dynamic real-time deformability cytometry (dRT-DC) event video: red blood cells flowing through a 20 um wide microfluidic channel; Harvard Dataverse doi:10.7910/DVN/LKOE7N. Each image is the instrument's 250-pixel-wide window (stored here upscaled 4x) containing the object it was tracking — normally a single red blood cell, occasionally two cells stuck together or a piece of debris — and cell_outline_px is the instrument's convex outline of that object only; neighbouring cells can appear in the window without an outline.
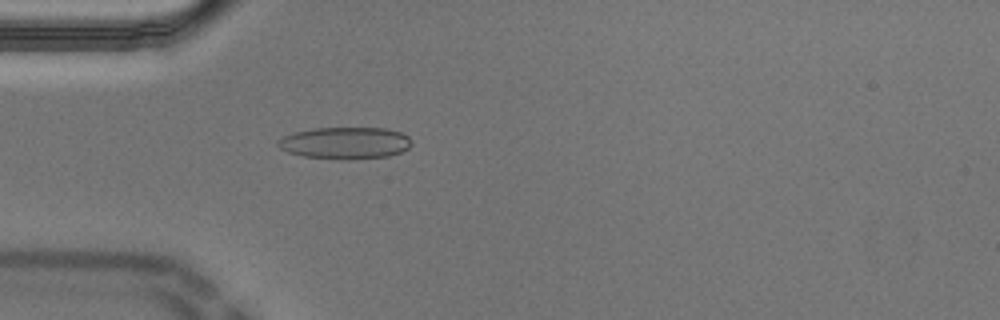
{"species": "Egyptian fruit bat (a non-hibernating species)", "species_latin": "Rousettus aegyptiacus", "temperature_condition": "cold", "stored_images_in_passage": 43, "camera_frame_rate_fps": 3000, "um_per_image_px": 0.085, "animal": {"sex": "male"}, "frame": {"image": 1, "passage_image": 5, "time_ms": 1.333, "image_size_px": [1000, 320], "cell_outline_px": [[412, 144], [408, 148], [400, 152], [388, 156], [304, 156], [288, 152], [280, 148], [276, 144], [276, 140], [284, 136], [296, 132], [316, 128], [384, 128], [400, 132], [408, 136], [412, 140]], "centroid_in_image_um": [29.34, 12.09], "position_along_channel_um": 55.7, "area_um2": 23.58}}
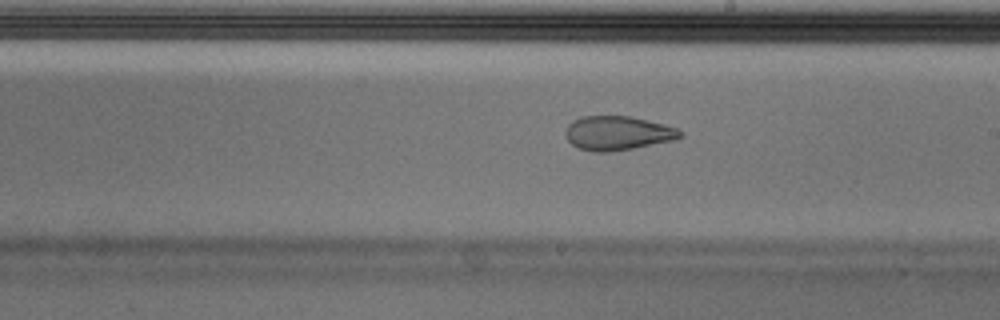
{"frame": {"image": 2, "passage_image": 20, "time_ms": 6.333, "image_size_px": [1000, 320], "cell_outline_px": [[684, 136], [676, 140], [632, 148], [608, 152], [596, 152], [580, 148], [572, 144], [564, 136], [564, 132], [568, 124], [572, 120], [580, 116], [628, 116], [664, 124], [676, 128], [684, 132]], "centroid_in_image_um": [52.5, 11.31], "position_along_channel_um": 236.5, "area_um2": 22.89}}
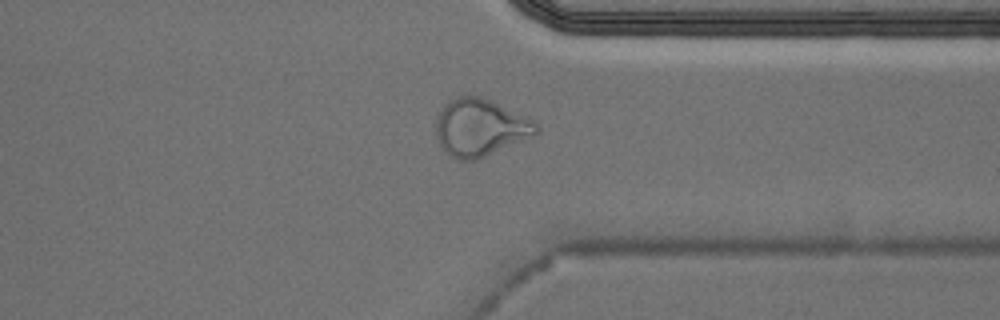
{"frame": {"image": 3, "passage_image": 31, "time_ms": 10.0, "image_size_px": [1000, 320], "cell_outline_px": [[540, 128], [536, 136], [476, 160], [456, 160], [440, 144], [436, 136], [436, 116], [444, 104], [448, 100], [460, 96], [480, 96], [492, 100], [532, 120]], "centroid_in_image_um": [40.82, 10.84], "position_along_channel_um": 370.6, "area_um2": 33.58}, "authors_computed_cell_mechanics": {"area_um2": 23.9292, "velocity_mm_per_s": 3.6979, "shape_relaxation_time_tau1_ms": null, "shape_relaxation_time_tau2_ms": 2.1306, "deformation_change_tau1": null, "deformation_change_tau2": 0.0876}}